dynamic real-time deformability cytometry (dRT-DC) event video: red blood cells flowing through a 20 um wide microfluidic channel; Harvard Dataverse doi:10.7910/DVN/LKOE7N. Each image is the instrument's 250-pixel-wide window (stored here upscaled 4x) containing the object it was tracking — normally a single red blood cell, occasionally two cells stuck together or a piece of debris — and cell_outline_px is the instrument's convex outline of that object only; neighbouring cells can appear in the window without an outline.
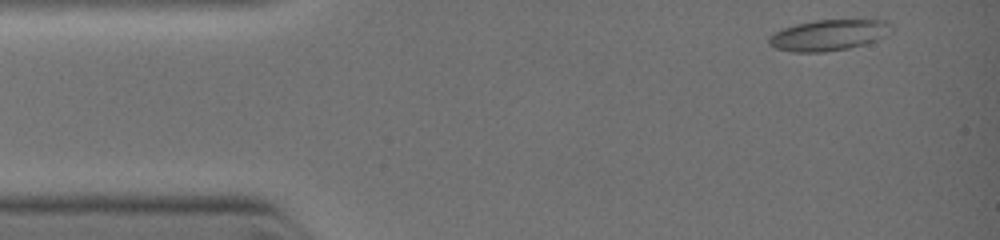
{"species": "common noctule bat (a hibernating species)", "species_latin": "Nyctalus noctula", "temperature_condition": "warm", "stored_images_in_passage": 5, "camera_frame_rate_fps": 3000, "um_per_image_px": 0.085, "animal": {"sex": "female", "body_mass_g": 19.0, "forearm_length_mm": 51.5}, "frame": {"image": 1, "passage_image": 1, "time_ms": 0.0, "image_size_px": [1000, 240], "cell_outline_px": [[884, 24], [876, 40], [864, 44], [848, 48], [820, 52], [792, 52], [776, 48], [768, 44], [768, 40], [776, 32], [784, 28], [796, 24], [816, 20], [880, 20]], "centroid_in_image_um": [70.21, 3.01], "position_along_channel_um": 14.8, "area_um2": 20.75}}